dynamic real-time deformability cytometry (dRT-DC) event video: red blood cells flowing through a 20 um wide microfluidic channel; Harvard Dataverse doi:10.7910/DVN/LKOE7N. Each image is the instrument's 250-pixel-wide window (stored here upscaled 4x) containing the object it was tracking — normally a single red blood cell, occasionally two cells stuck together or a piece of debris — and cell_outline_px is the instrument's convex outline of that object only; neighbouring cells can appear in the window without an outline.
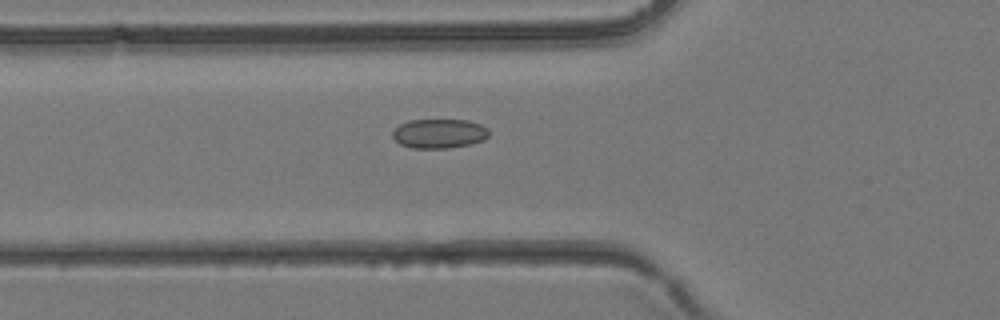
{"species": "common noctule bat (a hibernating species)", "species_latin": "Nyctalus noctula", "temperature_condition": "room temperature", "stored_images_in_passage": 37, "camera_frame_rate_fps": 3000, "um_per_image_px": 0.085, "animal": {"sex": "female", "body_mass_g": 24.6, "forearm_length_mm": 56.2}, "frame": {"image": 1, "passage_image": 14, "time_ms": 4.333, "image_size_px": [1000, 320], "cell_outline_px": [[488, 136], [484, 140], [472, 144], [448, 148], [412, 148], [400, 144], [392, 136], [392, 132], [400, 124], [408, 120], [468, 120], [480, 124], [488, 128]], "centroid_in_image_um": [37.34, 11.35], "position_along_channel_um": 88.5, "area_um2": 16.53}}
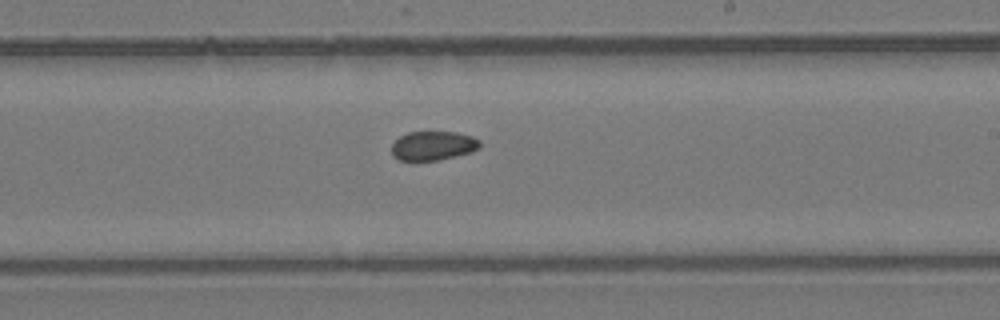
{"frame": {"image": 2, "passage_image": 23, "time_ms": 7.333, "image_size_px": [1000, 320], "cell_outline_px": [[480, 148], [472, 152], [436, 160], [400, 160], [392, 156], [392, 144], [400, 136], [408, 132], [456, 132], [472, 136], [480, 140]], "centroid_in_image_um": [36.82, 12.38], "position_along_channel_um": 252.2, "area_um2": 14.91}}
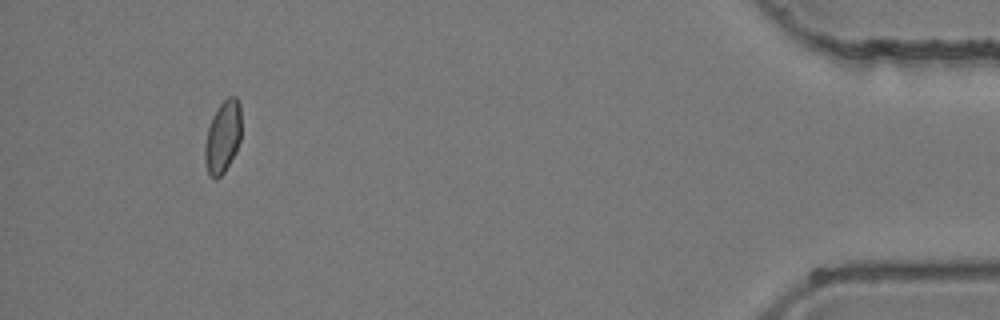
{"frame": {"image": 3, "passage_image": 36, "time_ms": 11.667, "image_size_px": [1000, 320], "cell_outline_px": [[240, 140], [236, 152], [224, 172], [216, 180], [208, 176], [204, 160], [204, 144], [208, 128], [212, 116], [220, 104], [228, 96], [236, 96], [240, 104]], "centroid_in_image_um": [18.91, 11.66], "position_along_channel_um": 416.3, "area_um2": 15.55}}